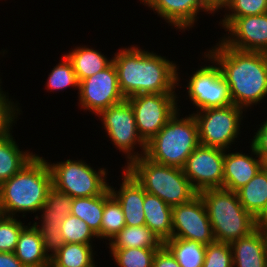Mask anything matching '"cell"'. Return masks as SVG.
<instances>
[{"label": "cell", "mask_w": 267, "mask_h": 267, "mask_svg": "<svg viewBox=\"0 0 267 267\" xmlns=\"http://www.w3.org/2000/svg\"><path fill=\"white\" fill-rule=\"evenodd\" d=\"M138 48H122L112 58L125 99L139 94L175 93L180 81L176 64Z\"/></svg>", "instance_id": "1"}, {"label": "cell", "mask_w": 267, "mask_h": 267, "mask_svg": "<svg viewBox=\"0 0 267 267\" xmlns=\"http://www.w3.org/2000/svg\"><path fill=\"white\" fill-rule=\"evenodd\" d=\"M220 41L206 58L220 66L234 105H256L267 95V53L237 50Z\"/></svg>", "instance_id": "2"}, {"label": "cell", "mask_w": 267, "mask_h": 267, "mask_svg": "<svg viewBox=\"0 0 267 267\" xmlns=\"http://www.w3.org/2000/svg\"><path fill=\"white\" fill-rule=\"evenodd\" d=\"M47 160L36 155L18 173L0 184L2 215L41 211L48 191L53 187Z\"/></svg>", "instance_id": "3"}, {"label": "cell", "mask_w": 267, "mask_h": 267, "mask_svg": "<svg viewBox=\"0 0 267 267\" xmlns=\"http://www.w3.org/2000/svg\"><path fill=\"white\" fill-rule=\"evenodd\" d=\"M198 194L205 204L215 241L230 244L257 228L256 219L242 206L237 192L215 188Z\"/></svg>", "instance_id": "4"}, {"label": "cell", "mask_w": 267, "mask_h": 267, "mask_svg": "<svg viewBox=\"0 0 267 267\" xmlns=\"http://www.w3.org/2000/svg\"><path fill=\"white\" fill-rule=\"evenodd\" d=\"M125 169L145 192L158 196L171 207L187 203L198 194L182 168L154 162L145 155L125 165Z\"/></svg>", "instance_id": "5"}, {"label": "cell", "mask_w": 267, "mask_h": 267, "mask_svg": "<svg viewBox=\"0 0 267 267\" xmlns=\"http://www.w3.org/2000/svg\"><path fill=\"white\" fill-rule=\"evenodd\" d=\"M178 113L146 143L145 156L160 164L183 168L200 142L193 114L179 119Z\"/></svg>", "instance_id": "6"}, {"label": "cell", "mask_w": 267, "mask_h": 267, "mask_svg": "<svg viewBox=\"0 0 267 267\" xmlns=\"http://www.w3.org/2000/svg\"><path fill=\"white\" fill-rule=\"evenodd\" d=\"M48 165L52 174L53 187L72 198L101 195L108 187L106 169L94 170L86 162L66 160Z\"/></svg>", "instance_id": "7"}, {"label": "cell", "mask_w": 267, "mask_h": 267, "mask_svg": "<svg viewBox=\"0 0 267 267\" xmlns=\"http://www.w3.org/2000/svg\"><path fill=\"white\" fill-rule=\"evenodd\" d=\"M196 112L193 116L198 125L200 144L224 150L229 148L239 134L243 108L233 104Z\"/></svg>", "instance_id": "8"}, {"label": "cell", "mask_w": 267, "mask_h": 267, "mask_svg": "<svg viewBox=\"0 0 267 267\" xmlns=\"http://www.w3.org/2000/svg\"><path fill=\"white\" fill-rule=\"evenodd\" d=\"M175 93L139 94L128 97L139 135L147 143L179 111Z\"/></svg>", "instance_id": "9"}, {"label": "cell", "mask_w": 267, "mask_h": 267, "mask_svg": "<svg viewBox=\"0 0 267 267\" xmlns=\"http://www.w3.org/2000/svg\"><path fill=\"white\" fill-rule=\"evenodd\" d=\"M97 116L101 117L107 135L114 145L127 154V165L145 155L146 142L138 133L134 112L127 99L104 109ZM137 144L140 145V149L142 147L141 155L138 152L136 154L133 150Z\"/></svg>", "instance_id": "10"}, {"label": "cell", "mask_w": 267, "mask_h": 267, "mask_svg": "<svg viewBox=\"0 0 267 267\" xmlns=\"http://www.w3.org/2000/svg\"><path fill=\"white\" fill-rule=\"evenodd\" d=\"M224 157V149L201 144L188 156L182 169L197 193L223 188Z\"/></svg>", "instance_id": "11"}, {"label": "cell", "mask_w": 267, "mask_h": 267, "mask_svg": "<svg viewBox=\"0 0 267 267\" xmlns=\"http://www.w3.org/2000/svg\"><path fill=\"white\" fill-rule=\"evenodd\" d=\"M186 87L189 98L199 111L233 105L229 85L217 63L216 66L200 67Z\"/></svg>", "instance_id": "12"}, {"label": "cell", "mask_w": 267, "mask_h": 267, "mask_svg": "<svg viewBox=\"0 0 267 267\" xmlns=\"http://www.w3.org/2000/svg\"><path fill=\"white\" fill-rule=\"evenodd\" d=\"M171 238L194 240L204 245L215 241L205 204L199 194L172 207Z\"/></svg>", "instance_id": "13"}, {"label": "cell", "mask_w": 267, "mask_h": 267, "mask_svg": "<svg viewBox=\"0 0 267 267\" xmlns=\"http://www.w3.org/2000/svg\"><path fill=\"white\" fill-rule=\"evenodd\" d=\"M78 89L81 108L96 115L125 100L119 88L113 62L104 70L80 81Z\"/></svg>", "instance_id": "14"}, {"label": "cell", "mask_w": 267, "mask_h": 267, "mask_svg": "<svg viewBox=\"0 0 267 267\" xmlns=\"http://www.w3.org/2000/svg\"><path fill=\"white\" fill-rule=\"evenodd\" d=\"M225 31L231 34L222 39L227 46L241 51L267 53V13L238 17Z\"/></svg>", "instance_id": "15"}, {"label": "cell", "mask_w": 267, "mask_h": 267, "mask_svg": "<svg viewBox=\"0 0 267 267\" xmlns=\"http://www.w3.org/2000/svg\"><path fill=\"white\" fill-rule=\"evenodd\" d=\"M142 3L179 30L190 28L200 10L213 13L206 0H142Z\"/></svg>", "instance_id": "16"}, {"label": "cell", "mask_w": 267, "mask_h": 267, "mask_svg": "<svg viewBox=\"0 0 267 267\" xmlns=\"http://www.w3.org/2000/svg\"><path fill=\"white\" fill-rule=\"evenodd\" d=\"M253 158L239 152L228 153L225 150L224 168H223V188L237 192L245 186L262 168L261 157L256 154L251 146ZM258 158V159H256Z\"/></svg>", "instance_id": "17"}, {"label": "cell", "mask_w": 267, "mask_h": 267, "mask_svg": "<svg viewBox=\"0 0 267 267\" xmlns=\"http://www.w3.org/2000/svg\"><path fill=\"white\" fill-rule=\"evenodd\" d=\"M233 267H267V232L257 227L230 243Z\"/></svg>", "instance_id": "18"}, {"label": "cell", "mask_w": 267, "mask_h": 267, "mask_svg": "<svg viewBox=\"0 0 267 267\" xmlns=\"http://www.w3.org/2000/svg\"><path fill=\"white\" fill-rule=\"evenodd\" d=\"M123 172V181L119 191H115L109 185L111 194L120 203L127 226L145 225L144 189L125 168Z\"/></svg>", "instance_id": "19"}, {"label": "cell", "mask_w": 267, "mask_h": 267, "mask_svg": "<svg viewBox=\"0 0 267 267\" xmlns=\"http://www.w3.org/2000/svg\"><path fill=\"white\" fill-rule=\"evenodd\" d=\"M14 254L26 267H50L51 258L45 253L41 234L34 224L21 231Z\"/></svg>", "instance_id": "20"}, {"label": "cell", "mask_w": 267, "mask_h": 267, "mask_svg": "<svg viewBox=\"0 0 267 267\" xmlns=\"http://www.w3.org/2000/svg\"><path fill=\"white\" fill-rule=\"evenodd\" d=\"M143 210L145 225L163 242L171 239L172 207L158 196L145 192Z\"/></svg>", "instance_id": "21"}, {"label": "cell", "mask_w": 267, "mask_h": 267, "mask_svg": "<svg viewBox=\"0 0 267 267\" xmlns=\"http://www.w3.org/2000/svg\"><path fill=\"white\" fill-rule=\"evenodd\" d=\"M110 249L151 248L159 250L164 242L146 225L125 226L112 240Z\"/></svg>", "instance_id": "22"}, {"label": "cell", "mask_w": 267, "mask_h": 267, "mask_svg": "<svg viewBox=\"0 0 267 267\" xmlns=\"http://www.w3.org/2000/svg\"><path fill=\"white\" fill-rule=\"evenodd\" d=\"M12 134L0 138V184L18 173L36 154L20 151Z\"/></svg>", "instance_id": "23"}, {"label": "cell", "mask_w": 267, "mask_h": 267, "mask_svg": "<svg viewBox=\"0 0 267 267\" xmlns=\"http://www.w3.org/2000/svg\"><path fill=\"white\" fill-rule=\"evenodd\" d=\"M240 203L255 219L267 204V172L261 168L257 174L237 191Z\"/></svg>", "instance_id": "24"}, {"label": "cell", "mask_w": 267, "mask_h": 267, "mask_svg": "<svg viewBox=\"0 0 267 267\" xmlns=\"http://www.w3.org/2000/svg\"><path fill=\"white\" fill-rule=\"evenodd\" d=\"M66 56L73 65L78 82L104 70L113 61L112 58L108 60L101 52L86 46H79Z\"/></svg>", "instance_id": "25"}, {"label": "cell", "mask_w": 267, "mask_h": 267, "mask_svg": "<svg viewBox=\"0 0 267 267\" xmlns=\"http://www.w3.org/2000/svg\"><path fill=\"white\" fill-rule=\"evenodd\" d=\"M105 204V191L98 196L73 198L71 214L83 220L100 238L102 214Z\"/></svg>", "instance_id": "26"}, {"label": "cell", "mask_w": 267, "mask_h": 267, "mask_svg": "<svg viewBox=\"0 0 267 267\" xmlns=\"http://www.w3.org/2000/svg\"><path fill=\"white\" fill-rule=\"evenodd\" d=\"M181 267H203L206 245L194 240L171 238L164 242Z\"/></svg>", "instance_id": "27"}, {"label": "cell", "mask_w": 267, "mask_h": 267, "mask_svg": "<svg viewBox=\"0 0 267 267\" xmlns=\"http://www.w3.org/2000/svg\"><path fill=\"white\" fill-rule=\"evenodd\" d=\"M91 244L64 243L51 258L50 267H92L94 265Z\"/></svg>", "instance_id": "28"}, {"label": "cell", "mask_w": 267, "mask_h": 267, "mask_svg": "<svg viewBox=\"0 0 267 267\" xmlns=\"http://www.w3.org/2000/svg\"><path fill=\"white\" fill-rule=\"evenodd\" d=\"M72 201V197L52 187L41 208L44 213L41 215L43 219L41 225H50L51 227L61 225L66 216L71 214Z\"/></svg>", "instance_id": "29"}, {"label": "cell", "mask_w": 267, "mask_h": 267, "mask_svg": "<svg viewBox=\"0 0 267 267\" xmlns=\"http://www.w3.org/2000/svg\"><path fill=\"white\" fill-rule=\"evenodd\" d=\"M126 226L123 209L111 194L109 187L105 190V204L102 214L100 239L109 241Z\"/></svg>", "instance_id": "30"}, {"label": "cell", "mask_w": 267, "mask_h": 267, "mask_svg": "<svg viewBox=\"0 0 267 267\" xmlns=\"http://www.w3.org/2000/svg\"><path fill=\"white\" fill-rule=\"evenodd\" d=\"M157 250L151 248L111 249L119 267H152Z\"/></svg>", "instance_id": "31"}, {"label": "cell", "mask_w": 267, "mask_h": 267, "mask_svg": "<svg viewBox=\"0 0 267 267\" xmlns=\"http://www.w3.org/2000/svg\"><path fill=\"white\" fill-rule=\"evenodd\" d=\"M60 231L64 243L91 244L92 237L97 238L87 223L72 214L62 221Z\"/></svg>", "instance_id": "32"}, {"label": "cell", "mask_w": 267, "mask_h": 267, "mask_svg": "<svg viewBox=\"0 0 267 267\" xmlns=\"http://www.w3.org/2000/svg\"><path fill=\"white\" fill-rule=\"evenodd\" d=\"M225 9L232 12L226 13L221 22L226 29L238 17L267 13V0H231Z\"/></svg>", "instance_id": "33"}, {"label": "cell", "mask_w": 267, "mask_h": 267, "mask_svg": "<svg viewBox=\"0 0 267 267\" xmlns=\"http://www.w3.org/2000/svg\"><path fill=\"white\" fill-rule=\"evenodd\" d=\"M51 71L47 81V89L58 91L70 86L79 88L73 65L66 54L63 56V61L59 62Z\"/></svg>", "instance_id": "34"}, {"label": "cell", "mask_w": 267, "mask_h": 267, "mask_svg": "<svg viewBox=\"0 0 267 267\" xmlns=\"http://www.w3.org/2000/svg\"><path fill=\"white\" fill-rule=\"evenodd\" d=\"M26 226L15 217L0 216V252H14L21 231Z\"/></svg>", "instance_id": "35"}, {"label": "cell", "mask_w": 267, "mask_h": 267, "mask_svg": "<svg viewBox=\"0 0 267 267\" xmlns=\"http://www.w3.org/2000/svg\"><path fill=\"white\" fill-rule=\"evenodd\" d=\"M203 267H233L230 244L214 241L206 245Z\"/></svg>", "instance_id": "36"}, {"label": "cell", "mask_w": 267, "mask_h": 267, "mask_svg": "<svg viewBox=\"0 0 267 267\" xmlns=\"http://www.w3.org/2000/svg\"><path fill=\"white\" fill-rule=\"evenodd\" d=\"M34 225L38 228L41 234L45 253L52 258L64 245L60 225H56L55 227H51L50 225H39L38 227L36 222ZM49 251L52 252V254H49Z\"/></svg>", "instance_id": "37"}, {"label": "cell", "mask_w": 267, "mask_h": 267, "mask_svg": "<svg viewBox=\"0 0 267 267\" xmlns=\"http://www.w3.org/2000/svg\"><path fill=\"white\" fill-rule=\"evenodd\" d=\"M6 94H0V138L11 134L12 124L17 118V114L20 112L16 106L11 102V99L7 98ZM17 111V114H16ZM16 116V117H15Z\"/></svg>", "instance_id": "38"}, {"label": "cell", "mask_w": 267, "mask_h": 267, "mask_svg": "<svg viewBox=\"0 0 267 267\" xmlns=\"http://www.w3.org/2000/svg\"><path fill=\"white\" fill-rule=\"evenodd\" d=\"M253 138L250 145L254 148L256 154L262 158L267 153V120L260 125Z\"/></svg>", "instance_id": "39"}, {"label": "cell", "mask_w": 267, "mask_h": 267, "mask_svg": "<svg viewBox=\"0 0 267 267\" xmlns=\"http://www.w3.org/2000/svg\"><path fill=\"white\" fill-rule=\"evenodd\" d=\"M152 267H181L170 251L163 245L157 250Z\"/></svg>", "instance_id": "40"}, {"label": "cell", "mask_w": 267, "mask_h": 267, "mask_svg": "<svg viewBox=\"0 0 267 267\" xmlns=\"http://www.w3.org/2000/svg\"><path fill=\"white\" fill-rule=\"evenodd\" d=\"M0 267H26L14 252H0Z\"/></svg>", "instance_id": "41"}, {"label": "cell", "mask_w": 267, "mask_h": 267, "mask_svg": "<svg viewBox=\"0 0 267 267\" xmlns=\"http://www.w3.org/2000/svg\"><path fill=\"white\" fill-rule=\"evenodd\" d=\"M230 1L231 0H206L212 12H216L218 9L225 8Z\"/></svg>", "instance_id": "42"}, {"label": "cell", "mask_w": 267, "mask_h": 267, "mask_svg": "<svg viewBox=\"0 0 267 267\" xmlns=\"http://www.w3.org/2000/svg\"><path fill=\"white\" fill-rule=\"evenodd\" d=\"M257 227L267 231V204L262 213L256 218Z\"/></svg>", "instance_id": "43"}, {"label": "cell", "mask_w": 267, "mask_h": 267, "mask_svg": "<svg viewBox=\"0 0 267 267\" xmlns=\"http://www.w3.org/2000/svg\"><path fill=\"white\" fill-rule=\"evenodd\" d=\"M262 168L267 172V153L261 158Z\"/></svg>", "instance_id": "44"}]
</instances>
